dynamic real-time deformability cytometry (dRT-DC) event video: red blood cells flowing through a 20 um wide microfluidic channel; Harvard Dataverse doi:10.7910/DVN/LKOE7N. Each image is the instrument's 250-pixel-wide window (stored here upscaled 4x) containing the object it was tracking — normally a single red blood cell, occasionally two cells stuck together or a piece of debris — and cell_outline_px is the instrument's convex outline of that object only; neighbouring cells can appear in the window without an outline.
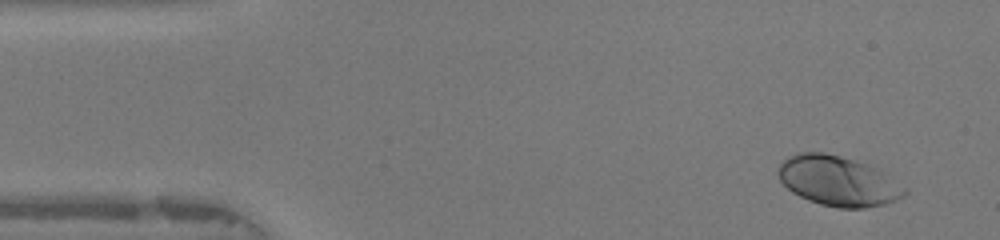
{"species": "human", "species_latin": "Homo sapiens", "temperature_condition": "warm", "stored_images_in_passage": 48, "camera_frame_rate_fps": 3000, "um_per_image_px": 0.085, "donor": {"sex": "female"}, "frame": {"image": 1, "passage_image": 3, "time_ms": 0.667, "image_size_px": [1000, 240], "cell_outline_px": [[908, 192], [904, 196], [896, 200], [884, 204], [864, 208], [840, 208], [820, 204], [808, 200], [792, 192], [780, 180], [776, 172], [780, 164], [788, 156], [796, 152], [824, 152], [856, 160], [876, 168], [908, 188]], "centroid_in_image_um": [71.23, 15.38], "position_along_channel_um": 13.8, "area_um2": 36.88}}
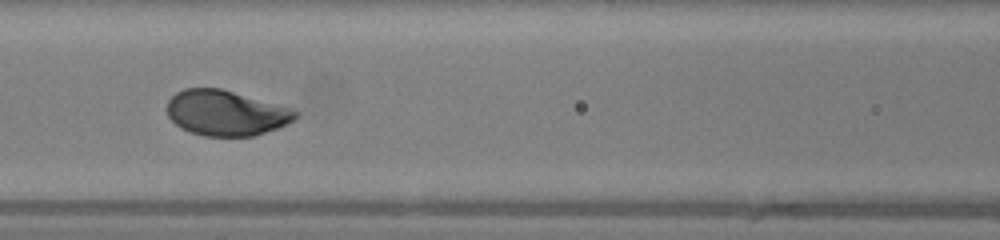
{"frame": {"image": 2, "passage_image": 20, "time_ms": 6.333, "image_size_px": [1000, 240], "cell_outline_px": [[300, 116], [296, 120], [276, 128], [252, 136], [204, 136], [180, 128], [168, 116], [168, 100], [176, 92], [184, 88], [220, 88], [292, 108], [300, 112]], "centroid_in_image_um": [19.23, 9.6], "position_along_channel_um": 147.4, "area_um2": 33.87}}
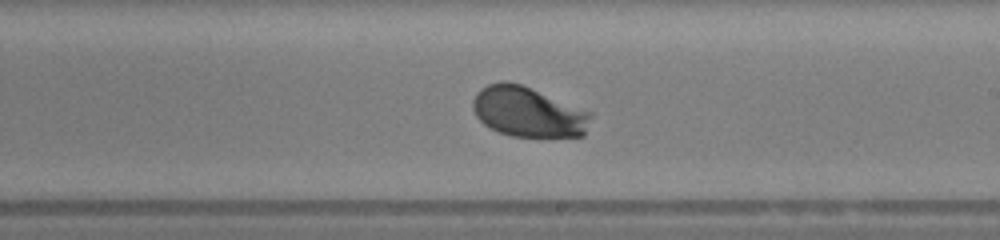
{"frame": {"image": 3, "passage_image": 27, "time_ms": 8.667, "image_size_px": [1000, 240], "cell_outline_px": [[592, 116], [584, 136], [512, 136], [500, 132], [484, 124], [476, 116], [472, 108], [472, 100], [476, 92], [480, 88], [488, 84], [504, 80], [520, 84], [592, 112]], "centroid_in_image_um": [44.87, 9.5], "position_along_channel_um": 244.1, "area_um2": 34.33}, "authors_computed_cell_mechanics": {"area_um2": 34.3332, "velocity_mm_per_s": 4.1676, "shape_relaxation_time_tau1_ms": 1.5491, "shape_relaxation_time_tau2_ms": null, "deformation_change_tau1": 0.1252, "deformation_change_tau2": null}}